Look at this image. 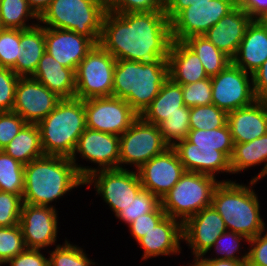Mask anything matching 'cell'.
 <instances>
[{
	"mask_svg": "<svg viewBox=\"0 0 267 266\" xmlns=\"http://www.w3.org/2000/svg\"><path fill=\"white\" fill-rule=\"evenodd\" d=\"M172 43L165 11L105 12L99 45L116 60H167Z\"/></svg>",
	"mask_w": 267,
	"mask_h": 266,
	"instance_id": "obj_1",
	"label": "cell"
},
{
	"mask_svg": "<svg viewBox=\"0 0 267 266\" xmlns=\"http://www.w3.org/2000/svg\"><path fill=\"white\" fill-rule=\"evenodd\" d=\"M82 186L84 179L70 158L44 155L24 166L23 203L58 209L56 202Z\"/></svg>",
	"mask_w": 267,
	"mask_h": 266,
	"instance_id": "obj_2",
	"label": "cell"
},
{
	"mask_svg": "<svg viewBox=\"0 0 267 266\" xmlns=\"http://www.w3.org/2000/svg\"><path fill=\"white\" fill-rule=\"evenodd\" d=\"M259 181L247 183L220 182L214 189L212 207L221 215L227 231H233L248 239L260 234L267 224L262 218L261 201L255 191Z\"/></svg>",
	"mask_w": 267,
	"mask_h": 266,
	"instance_id": "obj_3",
	"label": "cell"
},
{
	"mask_svg": "<svg viewBox=\"0 0 267 266\" xmlns=\"http://www.w3.org/2000/svg\"><path fill=\"white\" fill-rule=\"evenodd\" d=\"M169 79L167 60H116L112 96L124 99L140 116Z\"/></svg>",
	"mask_w": 267,
	"mask_h": 266,
	"instance_id": "obj_4",
	"label": "cell"
},
{
	"mask_svg": "<svg viewBox=\"0 0 267 266\" xmlns=\"http://www.w3.org/2000/svg\"><path fill=\"white\" fill-rule=\"evenodd\" d=\"M37 125L45 155L71 158L86 129L84 100L76 97L61 99Z\"/></svg>",
	"mask_w": 267,
	"mask_h": 266,
	"instance_id": "obj_5",
	"label": "cell"
},
{
	"mask_svg": "<svg viewBox=\"0 0 267 266\" xmlns=\"http://www.w3.org/2000/svg\"><path fill=\"white\" fill-rule=\"evenodd\" d=\"M107 0H52L39 17L43 27L74 31L99 43Z\"/></svg>",
	"mask_w": 267,
	"mask_h": 266,
	"instance_id": "obj_6",
	"label": "cell"
},
{
	"mask_svg": "<svg viewBox=\"0 0 267 266\" xmlns=\"http://www.w3.org/2000/svg\"><path fill=\"white\" fill-rule=\"evenodd\" d=\"M209 175L196 172H187L162 198L161 205L166 213L182 224L200 212L203 208L212 205L214 189L220 182L232 181L230 179L218 180Z\"/></svg>",
	"mask_w": 267,
	"mask_h": 266,
	"instance_id": "obj_7",
	"label": "cell"
},
{
	"mask_svg": "<svg viewBox=\"0 0 267 266\" xmlns=\"http://www.w3.org/2000/svg\"><path fill=\"white\" fill-rule=\"evenodd\" d=\"M94 189L116 217L143 189L137 170L104 169L84 179V187Z\"/></svg>",
	"mask_w": 267,
	"mask_h": 266,
	"instance_id": "obj_8",
	"label": "cell"
},
{
	"mask_svg": "<svg viewBox=\"0 0 267 266\" xmlns=\"http://www.w3.org/2000/svg\"><path fill=\"white\" fill-rule=\"evenodd\" d=\"M119 168L139 169L144 163L164 152L169 146L165 143L159 126L138 116L131 126L119 136Z\"/></svg>",
	"mask_w": 267,
	"mask_h": 266,
	"instance_id": "obj_9",
	"label": "cell"
},
{
	"mask_svg": "<svg viewBox=\"0 0 267 266\" xmlns=\"http://www.w3.org/2000/svg\"><path fill=\"white\" fill-rule=\"evenodd\" d=\"M119 155L120 140L118 135L86 128L79 137L70 159L79 175L85 179L98 170L119 168ZM80 159L96 166L92 167L89 164L84 166L79 163Z\"/></svg>",
	"mask_w": 267,
	"mask_h": 266,
	"instance_id": "obj_10",
	"label": "cell"
},
{
	"mask_svg": "<svg viewBox=\"0 0 267 266\" xmlns=\"http://www.w3.org/2000/svg\"><path fill=\"white\" fill-rule=\"evenodd\" d=\"M116 59L99 44H95L78 65L75 97L86 100L112 96Z\"/></svg>",
	"mask_w": 267,
	"mask_h": 266,
	"instance_id": "obj_11",
	"label": "cell"
},
{
	"mask_svg": "<svg viewBox=\"0 0 267 266\" xmlns=\"http://www.w3.org/2000/svg\"><path fill=\"white\" fill-rule=\"evenodd\" d=\"M237 5L238 0L194 2L170 21L172 40L184 41L191 36L205 34Z\"/></svg>",
	"mask_w": 267,
	"mask_h": 266,
	"instance_id": "obj_12",
	"label": "cell"
},
{
	"mask_svg": "<svg viewBox=\"0 0 267 266\" xmlns=\"http://www.w3.org/2000/svg\"><path fill=\"white\" fill-rule=\"evenodd\" d=\"M212 104L226 113L253 104L257 99L252 74L230 63L211 77Z\"/></svg>",
	"mask_w": 267,
	"mask_h": 266,
	"instance_id": "obj_13",
	"label": "cell"
},
{
	"mask_svg": "<svg viewBox=\"0 0 267 266\" xmlns=\"http://www.w3.org/2000/svg\"><path fill=\"white\" fill-rule=\"evenodd\" d=\"M86 128L121 136L139 116L127 101L114 96L84 100Z\"/></svg>",
	"mask_w": 267,
	"mask_h": 266,
	"instance_id": "obj_14",
	"label": "cell"
},
{
	"mask_svg": "<svg viewBox=\"0 0 267 266\" xmlns=\"http://www.w3.org/2000/svg\"><path fill=\"white\" fill-rule=\"evenodd\" d=\"M58 212L49 206L23 203L19 225L27 249L49 251L51 247L60 245L56 243L60 232Z\"/></svg>",
	"mask_w": 267,
	"mask_h": 266,
	"instance_id": "obj_15",
	"label": "cell"
},
{
	"mask_svg": "<svg viewBox=\"0 0 267 266\" xmlns=\"http://www.w3.org/2000/svg\"><path fill=\"white\" fill-rule=\"evenodd\" d=\"M143 189L160 200L173 188L185 169L173 147L156 155L137 169Z\"/></svg>",
	"mask_w": 267,
	"mask_h": 266,
	"instance_id": "obj_16",
	"label": "cell"
},
{
	"mask_svg": "<svg viewBox=\"0 0 267 266\" xmlns=\"http://www.w3.org/2000/svg\"><path fill=\"white\" fill-rule=\"evenodd\" d=\"M60 100V97L36 79L20 77L15 89L13 112L29 124H38Z\"/></svg>",
	"mask_w": 267,
	"mask_h": 266,
	"instance_id": "obj_17",
	"label": "cell"
},
{
	"mask_svg": "<svg viewBox=\"0 0 267 266\" xmlns=\"http://www.w3.org/2000/svg\"><path fill=\"white\" fill-rule=\"evenodd\" d=\"M226 231L224 220L212 206L203 208L182 224L183 241L193 258L204 256Z\"/></svg>",
	"mask_w": 267,
	"mask_h": 266,
	"instance_id": "obj_18",
	"label": "cell"
},
{
	"mask_svg": "<svg viewBox=\"0 0 267 266\" xmlns=\"http://www.w3.org/2000/svg\"><path fill=\"white\" fill-rule=\"evenodd\" d=\"M94 45L90 38L74 31L45 27V51L75 72Z\"/></svg>",
	"mask_w": 267,
	"mask_h": 266,
	"instance_id": "obj_19",
	"label": "cell"
},
{
	"mask_svg": "<svg viewBox=\"0 0 267 266\" xmlns=\"http://www.w3.org/2000/svg\"><path fill=\"white\" fill-rule=\"evenodd\" d=\"M182 223L166 215L136 243L142 248L141 262L148 259L178 256L183 243Z\"/></svg>",
	"mask_w": 267,
	"mask_h": 266,
	"instance_id": "obj_20",
	"label": "cell"
},
{
	"mask_svg": "<svg viewBox=\"0 0 267 266\" xmlns=\"http://www.w3.org/2000/svg\"><path fill=\"white\" fill-rule=\"evenodd\" d=\"M252 20L253 18L238 4L203 36L232 59Z\"/></svg>",
	"mask_w": 267,
	"mask_h": 266,
	"instance_id": "obj_21",
	"label": "cell"
},
{
	"mask_svg": "<svg viewBox=\"0 0 267 266\" xmlns=\"http://www.w3.org/2000/svg\"><path fill=\"white\" fill-rule=\"evenodd\" d=\"M183 164L185 171L205 174L216 178L217 174L230 175V159L215 148H191L187 139L173 147Z\"/></svg>",
	"mask_w": 267,
	"mask_h": 266,
	"instance_id": "obj_22",
	"label": "cell"
},
{
	"mask_svg": "<svg viewBox=\"0 0 267 266\" xmlns=\"http://www.w3.org/2000/svg\"><path fill=\"white\" fill-rule=\"evenodd\" d=\"M227 124L234 143L253 141L267 134V101L256 100L227 113Z\"/></svg>",
	"mask_w": 267,
	"mask_h": 266,
	"instance_id": "obj_23",
	"label": "cell"
},
{
	"mask_svg": "<svg viewBox=\"0 0 267 266\" xmlns=\"http://www.w3.org/2000/svg\"><path fill=\"white\" fill-rule=\"evenodd\" d=\"M267 60V26L258 19L248 25L232 63L253 74Z\"/></svg>",
	"mask_w": 267,
	"mask_h": 266,
	"instance_id": "obj_24",
	"label": "cell"
},
{
	"mask_svg": "<svg viewBox=\"0 0 267 266\" xmlns=\"http://www.w3.org/2000/svg\"><path fill=\"white\" fill-rule=\"evenodd\" d=\"M167 61L169 78L177 84L187 85L209 78L197 54L183 41L172 40Z\"/></svg>",
	"mask_w": 267,
	"mask_h": 266,
	"instance_id": "obj_25",
	"label": "cell"
},
{
	"mask_svg": "<svg viewBox=\"0 0 267 266\" xmlns=\"http://www.w3.org/2000/svg\"><path fill=\"white\" fill-rule=\"evenodd\" d=\"M32 78L46 86L61 99L75 97V71L65 68L46 51L39 60L38 67Z\"/></svg>",
	"mask_w": 267,
	"mask_h": 266,
	"instance_id": "obj_26",
	"label": "cell"
},
{
	"mask_svg": "<svg viewBox=\"0 0 267 266\" xmlns=\"http://www.w3.org/2000/svg\"><path fill=\"white\" fill-rule=\"evenodd\" d=\"M263 166L251 180L261 181L267 176V134L245 143H234L230 157L233 174H240L256 166Z\"/></svg>",
	"mask_w": 267,
	"mask_h": 266,
	"instance_id": "obj_27",
	"label": "cell"
},
{
	"mask_svg": "<svg viewBox=\"0 0 267 266\" xmlns=\"http://www.w3.org/2000/svg\"><path fill=\"white\" fill-rule=\"evenodd\" d=\"M20 57L12 70L19 77H32L45 52V27L40 23L20 30Z\"/></svg>",
	"mask_w": 267,
	"mask_h": 266,
	"instance_id": "obj_28",
	"label": "cell"
},
{
	"mask_svg": "<svg viewBox=\"0 0 267 266\" xmlns=\"http://www.w3.org/2000/svg\"><path fill=\"white\" fill-rule=\"evenodd\" d=\"M182 85L170 78L162 85L159 94L140 115L145 121L159 125L166 117L174 113H183Z\"/></svg>",
	"mask_w": 267,
	"mask_h": 266,
	"instance_id": "obj_29",
	"label": "cell"
},
{
	"mask_svg": "<svg viewBox=\"0 0 267 266\" xmlns=\"http://www.w3.org/2000/svg\"><path fill=\"white\" fill-rule=\"evenodd\" d=\"M3 151L24 166L44 156L38 125L27 123Z\"/></svg>",
	"mask_w": 267,
	"mask_h": 266,
	"instance_id": "obj_30",
	"label": "cell"
},
{
	"mask_svg": "<svg viewBox=\"0 0 267 266\" xmlns=\"http://www.w3.org/2000/svg\"><path fill=\"white\" fill-rule=\"evenodd\" d=\"M183 42L197 54L208 77L217 75L232 63L229 56L203 35L191 36Z\"/></svg>",
	"mask_w": 267,
	"mask_h": 266,
	"instance_id": "obj_31",
	"label": "cell"
},
{
	"mask_svg": "<svg viewBox=\"0 0 267 266\" xmlns=\"http://www.w3.org/2000/svg\"><path fill=\"white\" fill-rule=\"evenodd\" d=\"M0 21L4 29L23 30L38 24L39 17L27 0H0Z\"/></svg>",
	"mask_w": 267,
	"mask_h": 266,
	"instance_id": "obj_32",
	"label": "cell"
},
{
	"mask_svg": "<svg viewBox=\"0 0 267 266\" xmlns=\"http://www.w3.org/2000/svg\"><path fill=\"white\" fill-rule=\"evenodd\" d=\"M242 243L248 244L249 239L246 236L233 231L223 232L217 238L211 249H209V251H207V253L204 256H201L199 259H228L235 261H247L248 247H245L244 244L242 245ZM210 252L212 256L208 255Z\"/></svg>",
	"mask_w": 267,
	"mask_h": 266,
	"instance_id": "obj_33",
	"label": "cell"
},
{
	"mask_svg": "<svg viewBox=\"0 0 267 266\" xmlns=\"http://www.w3.org/2000/svg\"><path fill=\"white\" fill-rule=\"evenodd\" d=\"M191 148H215L229 159L233 152L234 142L228 124L212 130H190L186 138Z\"/></svg>",
	"mask_w": 267,
	"mask_h": 266,
	"instance_id": "obj_34",
	"label": "cell"
},
{
	"mask_svg": "<svg viewBox=\"0 0 267 266\" xmlns=\"http://www.w3.org/2000/svg\"><path fill=\"white\" fill-rule=\"evenodd\" d=\"M50 255V256H49ZM48 266H96L98 262L90 259L87 252L82 248L69 241L65 237L64 242L48 251ZM97 263V264H96Z\"/></svg>",
	"mask_w": 267,
	"mask_h": 266,
	"instance_id": "obj_35",
	"label": "cell"
},
{
	"mask_svg": "<svg viewBox=\"0 0 267 266\" xmlns=\"http://www.w3.org/2000/svg\"><path fill=\"white\" fill-rule=\"evenodd\" d=\"M0 191L23 195L24 165L0 150Z\"/></svg>",
	"mask_w": 267,
	"mask_h": 266,
	"instance_id": "obj_36",
	"label": "cell"
},
{
	"mask_svg": "<svg viewBox=\"0 0 267 266\" xmlns=\"http://www.w3.org/2000/svg\"><path fill=\"white\" fill-rule=\"evenodd\" d=\"M160 133L169 147L188 137L190 131V108L183 106V113H174L166 117L159 125Z\"/></svg>",
	"mask_w": 267,
	"mask_h": 266,
	"instance_id": "obj_37",
	"label": "cell"
},
{
	"mask_svg": "<svg viewBox=\"0 0 267 266\" xmlns=\"http://www.w3.org/2000/svg\"><path fill=\"white\" fill-rule=\"evenodd\" d=\"M227 124V113L214 104L190 108V130H212Z\"/></svg>",
	"mask_w": 267,
	"mask_h": 266,
	"instance_id": "obj_38",
	"label": "cell"
},
{
	"mask_svg": "<svg viewBox=\"0 0 267 266\" xmlns=\"http://www.w3.org/2000/svg\"><path fill=\"white\" fill-rule=\"evenodd\" d=\"M160 205L161 200L157 196L148 190L142 189L115 219L128 226L138 216L155 211Z\"/></svg>",
	"mask_w": 267,
	"mask_h": 266,
	"instance_id": "obj_39",
	"label": "cell"
},
{
	"mask_svg": "<svg viewBox=\"0 0 267 266\" xmlns=\"http://www.w3.org/2000/svg\"><path fill=\"white\" fill-rule=\"evenodd\" d=\"M26 249L20 225L0 227V262L10 259Z\"/></svg>",
	"mask_w": 267,
	"mask_h": 266,
	"instance_id": "obj_40",
	"label": "cell"
},
{
	"mask_svg": "<svg viewBox=\"0 0 267 266\" xmlns=\"http://www.w3.org/2000/svg\"><path fill=\"white\" fill-rule=\"evenodd\" d=\"M20 53V30L3 29L0 33V67L12 69Z\"/></svg>",
	"mask_w": 267,
	"mask_h": 266,
	"instance_id": "obj_41",
	"label": "cell"
},
{
	"mask_svg": "<svg viewBox=\"0 0 267 266\" xmlns=\"http://www.w3.org/2000/svg\"><path fill=\"white\" fill-rule=\"evenodd\" d=\"M184 105L191 108L200 105L212 104L211 77L182 85Z\"/></svg>",
	"mask_w": 267,
	"mask_h": 266,
	"instance_id": "obj_42",
	"label": "cell"
},
{
	"mask_svg": "<svg viewBox=\"0 0 267 266\" xmlns=\"http://www.w3.org/2000/svg\"><path fill=\"white\" fill-rule=\"evenodd\" d=\"M22 206V196L0 191V227L18 225Z\"/></svg>",
	"mask_w": 267,
	"mask_h": 266,
	"instance_id": "obj_43",
	"label": "cell"
},
{
	"mask_svg": "<svg viewBox=\"0 0 267 266\" xmlns=\"http://www.w3.org/2000/svg\"><path fill=\"white\" fill-rule=\"evenodd\" d=\"M19 78L12 69L0 67V112L13 111Z\"/></svg>",
	"mask_w": 267,
	"mask_h": 266,
	"instance_id": "obj_44",
	"label": "cell"
},
{
	"mask_svg": "<svg viewBox=\"0 0 267 266\" xmlns=\"http://www.w3.org/2000/svg\"><path fill=\"white\" fill-rule=\"evenodd\" d=\"M107 4L115 13L164 11L163 0H107Z\"/></svg>",
	"mask_w": 267,
	"mask_h": 266,
	"instance_id": "obj_45",
	"label": "cell"
},
{
	"mask_svg": "<svg viewBox=\"0 0 267 266\" xmlns=\"http://www.w3.org/2000/svg\"><path fill=\"white\" fill-rule=\"evenodd\" d=\"M27 122L17 113L0 112V150L12 141Z\"/></svg>",
	"mask_w": 267,
	"mask_h": 266,
	"instance_id": "obj_46",
	"label": "cell"
},
{
	"mask_svg": "<svg viewBox=\"0 0 267 266\" xmlns=\"http://www.w3.org/2000/svg\"><path fill=\"white\" fill-rule=\"evenodd\" d=\"M165 216L166 213L164 212L162 205H160L155 211L138 216L127 226L132 239L137 242L145 236L146 233L153 229V227H155L156 224H158Z\"/></svg>",
	"mask_w": 267,
	"mask_h": 266,
	"instance_id": "obj_47",
	"label": "cell"
},
{
	"mask_svg": "<svg viewBox=\"0 0 267 266\" xmlns=\"http://www.w3.org/2000/svg\"><path fill=\"white\" fill-rule=\"evenodd\" d=\"M247 263L249 266H267V227L249 239Z\"/></svg>",
	"mask_w": 267,
	"mask_h": 266,
	"instance_id": "obj_48",
	"label": "cell"
},
{
	"mask_svg": "<svg viewBox=\"0 0 267 266\" xmlns=\"http://www.w3.org/2000/svg\"><path fill=\"white\" fill-rule=\"evenodd\" d=\"M47 250L42 249H25L20 254L10 259L6 265L7 266H48L49 257ZM44 252H46L44 254Z\"/></svg>",
	"mask_w": 267,
	"mask_h": 266,
	"instance_id": "obj_49",
	"label": "cell"
},
{
	"mask_svg": "<svg viewBox=\"0 0 267 266\" xmlns=\"http://www.w3.org/2000/svg\"><path fill=\"white\" fill-rule=\"evenodd\" d=\"M257 100L267 101V60L252 74Z\"/></svg>",
	"mask_w": 267,
	"mask_h": 266,
	"instance_id": "obj_50",
	"label": "cell"
},
{
	"mask_svg": "<svg viewBox=\"0 0 267 266\" xmlns=\"http://www.w3.org/2000/svg\"><path fill=\"white\" fill-rule=\"evenodd\" d=\"M210 0H165L164 11L169 21H171L180 11L193 5L194 2Z\"/></svg>",
	"mask_w": 267,
	"mask_h": 266,
	"instance_id": "obj_51",
	"label": "cell"
},
{
	"mask_svg": "<svg viewBox=\"0 0 267 266\" xmlns=\"http://www.w3.org/2000/svg\"><path fill=\"white\" fill-rule=\"evenodd\" d=\"M238 4L253 19H257L267 9V0H238Z\"/></svg>",
	"mask_w": 267,
	"mask_h": 266,
	"instance_id": "obj_52",
	"label": "cell"
},
{
	"mask_svg": "<svg viewBox=\"0 0 267 266\" xmlns=\"http://www.w3.org/2000/svg\"><path fill=\"white\" fill-rule=\"evenodd\" d=\"M29 7L40 17L49 7L52 0H27Z\"/></svg>",
	"mask_w": 267,
	"mask_h": 266,
	"instance_id": "obj_53",
	"label": "cell"
},
{
	"mask_svg": "<svg viewBox=\"0 0 267 266\" xmlns=\"http://www.w3.org/2000/svg\"><path fill=\"white\" fill-rule=\"evenodd\" d=\"M206 266H240L245 261L228 259H200Z\"/></svg>",
	"mask_w": 267,
	"mask_h": 266,
	"instance_id": "obj_54",
	"label": "cell"
},
{
	"mask_svg": "<svg viewBox=\"0 0 267 266\" xmlns=\"http://www.w3.org/2000/svg\"><path fill=\"white\" fill-rule=\"evenodd\" d=\"M263 25L267 26V9L257 18Z\"/></svg>",
	"mask_w": 267,
	"mask_h": 266,
	"instance_id": "obj_55",
	"label": "cell"
},
{
	"mask_svg": "<svg viewBox=\"0 0 267 266\" xmlns=\"http://www.w3.org/2000/svg\"><path fill=\"white\" fill-rule=\"evenodd\" d=\"M192 260L193 261H191V263H187V265H185V263H184L183 266H196V258H193Z\"/></svg>",
	"mask_w": 267,
	"mask_h": 266,
	"instance_id": "obj_56",
	"label": "cell"
},
{
	"mask_svg": "<svg viewBox=\"0 0 267 266\" xmlns=\"http://www.w3.org/2000/svg\"><path fill=\"white\" fill-rule=\"evenodd\" d=\"M196 266H206L199 258H196Z\"/></svg>",
	"mask_w": 267,
	"mask_h": 266,
	"instance_id": "obj_57",
	"label": "cell"
},
{
	"mask_svg": "<svg viewBox=\"0 0 267 266\" xmlns=\"http://www.w3.org/2000/svg\"><path fill=\"white\" fill-rule=\"evenodd\" d=\"M240 266H249L247 261L243 262Z\"/></svg>",
	"mask_w": 267,
	"mask_h": 266,
	"instance_id": "obj_58",
	"label": "cell"
},
{
	"mask_svg": "<svg viewBox=\"0 0 267 266\" xmlns=\"http://www.w3.org/2000/svg\"><path fill=\"white\" fill-rule=\"evenodd\" d=\"M3 29H4V28H3L2 23H1V21H0V33L2 32Z\"/></svg>",
	"mask_w": 267,
	"mask_h": 266,
	"instance_id": "obj_59",
	"label": "cell"
},
{
	"mask_svg": "<svg viewBox=\"0 0 267 266\" xmlns=\"http://www.w3.org/2000/svg\"><path fill=\"white\" fill-rule=\"evenodd\" d=\"M5 266L6 265V263H4V262H0V266Z\"/></svg>",
	"mask_w": 267,
	"mask_h": 266,
	"instance_id": "obj_60",
	"label": "cell"
}]
</instances>
